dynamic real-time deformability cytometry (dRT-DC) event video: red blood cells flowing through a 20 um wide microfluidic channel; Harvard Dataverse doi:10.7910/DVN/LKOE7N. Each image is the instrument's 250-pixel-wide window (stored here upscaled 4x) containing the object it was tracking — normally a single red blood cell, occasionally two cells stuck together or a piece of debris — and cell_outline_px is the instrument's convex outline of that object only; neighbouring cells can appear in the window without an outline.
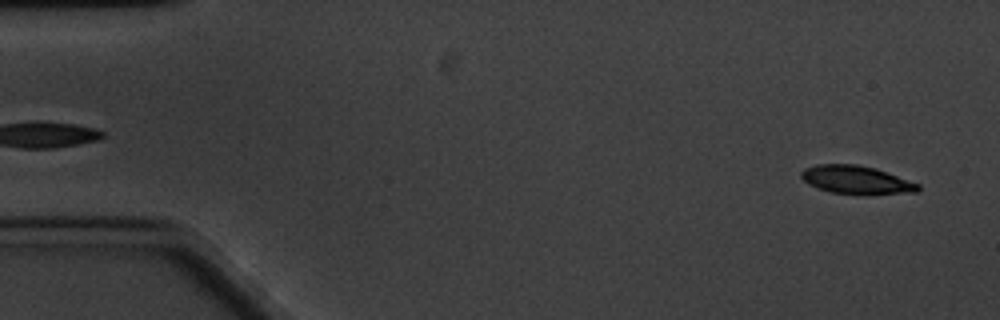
{"species": "common noctule bat (a hibernating species)", "species_latin": "Nyctalus noctula", "temperature_condition": "cold", "stored_images_in_passage": 61, "camera_frame_rate_fps": 3000, "um_per_image_px": 0.085, "animal": {"sex": "male", "body_mass_g": 20.1, "forearm_length_mm": 53.5}, "frame": {"image": 1, "passage_image": 3, "time_ms": 0.667, "image_size_px": [1000, 320], "cell_outline_px": [[920, 188], [916, 192], [868, 196], [832, 192], [808, 184], [800, 176], [800, 172], [804, 168], [816, 164], [856, 164], [876, 168], [920, 184]], "centroid_in_image_um": [72.81, 15.3], "position_along_channel_um": 12.2, "area_um2": 19.59}}
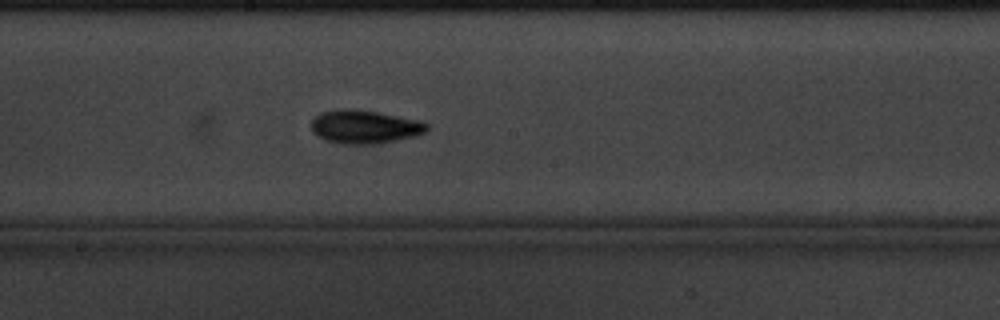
{"frame": {"image": 2, "passage_image": 32, "time_ms": 10.333, "image_size_px": [1000, 320], "cell_outline_px": [[428, 128], [424, 132], [416, 136], [376, 144], [340, 144], [324, 140], [312, 132], [312, 120], [320, 112], [348, 108], [376, 112], [420, 120], [428, 124]], "centroid_in_image_um": [30.98, 10.79], "position_along_channel_um": 217.2, "area_um2": 22.48}}
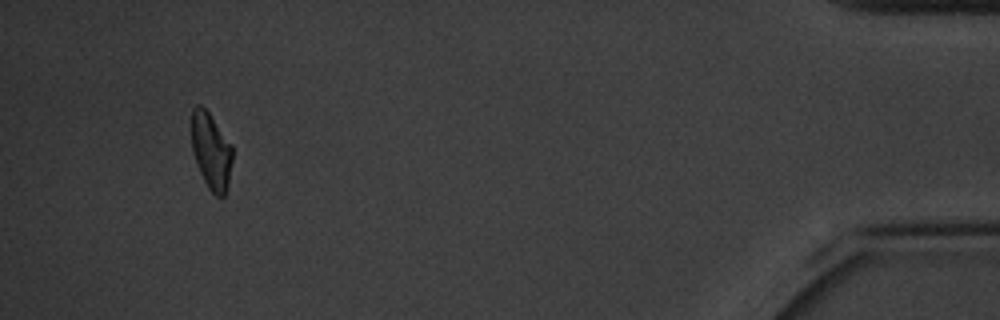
{"frame": {"image": 3, "passage_image": 57, "time_ms": 18.667, "image_size_px": [1000, 320], "cell_outline_px": [[232, 160], [228, 184], [224, 196], [216, 196], [208, 188], [196, 164], [192, 152], [192, 108], [196, 104], [200, 104], [208, 112], [232, 144]], "centroid_in_image_um": [17.94, 12.83], "position_along_channel_um": 417.3, "area_um2": 18.21}, "authors_computed_cell_mechanics": {"area_um2": 19.8254, "velocity_mm_per_s": 3.2631, "shape_relaxation_time_tau1_ms": 2.9135, "shape_relaxation_time_tau2_ms": 6.4733, "deformation_change_tau1": 0.1316, "deformation_change_tau2": 0.1323}}